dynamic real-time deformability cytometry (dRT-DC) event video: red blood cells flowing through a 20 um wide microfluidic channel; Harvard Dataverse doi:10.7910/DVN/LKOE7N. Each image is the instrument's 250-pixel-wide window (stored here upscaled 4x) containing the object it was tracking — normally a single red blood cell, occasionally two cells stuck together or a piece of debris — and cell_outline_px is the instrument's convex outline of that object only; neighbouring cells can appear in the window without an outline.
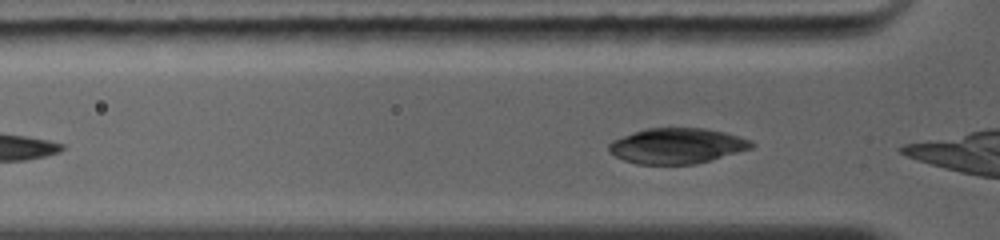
{"species": "common noctule bat (a hibernating species)", "species_latin": "Nyctalus noctula", "temperature_condition": "warm", "stored_images_in_passage": 4, "segment_of_instrument_passage": [2, 2], "camera_frame_rate_fps": 5000, "um_per_image_px": 0.085, "animal": {"sex": "female", "body_mass_g": 19.0, "forearm_length_mm": 56.7}, "frame": {"image": 1, "passage_image": 4, "time_ms": 2.0, "image_size_px": [1000, 240], "cell_outline_px": [[756, 144], [752, 148], [696, 164], [636, 164], [624, 160], [608, 152], [608, 144], [612, 140], [648, 128], [704, 128], [724, 132], [752, 140]], "centroid_in_image_um": [57.55, 12.4], "position_along_channel_um": 68.3, "area_um2": 29.36}}